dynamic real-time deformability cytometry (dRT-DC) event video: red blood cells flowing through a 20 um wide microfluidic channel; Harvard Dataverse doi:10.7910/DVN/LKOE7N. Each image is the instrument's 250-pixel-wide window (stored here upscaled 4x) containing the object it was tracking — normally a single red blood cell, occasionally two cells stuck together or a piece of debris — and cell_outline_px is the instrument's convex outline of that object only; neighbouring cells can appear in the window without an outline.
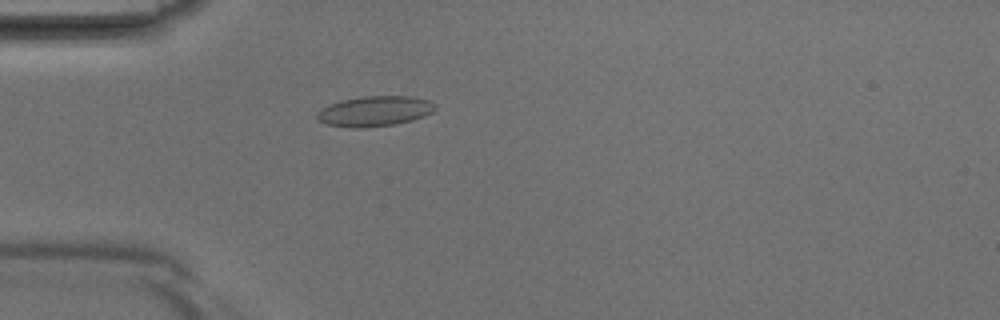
{"species": "Egyptian fruit bat (a non-hibernating species)", "species_latin": "Rousettus aegyptiacus", "temperature_condition": "room temperature", "stored_images_in_passage": 41, "camera_frame_rate_fps": 3000, "um_per_image_px": 0.085, "animal": {"sex": "male"}, "frame": {"image": 1, "passage_image": 12, "time_ms": 3.667, "image_size_px": [1000, 320], "cell_outline_px": [[436, 108], [432, 112], [424, 116], [412, 120], [392, 124], [364, 128], [352, 128], [324, 124], [316, 120], [316, 112], [320, 108], [328, 104], [340, 100], [360, 96], [408, 96], [428, 100], [436, 104]], "centroid_in_image_um": [31.77, 9.45], "position_along_channel_um": 53.2, "area_um2": 21.1}}
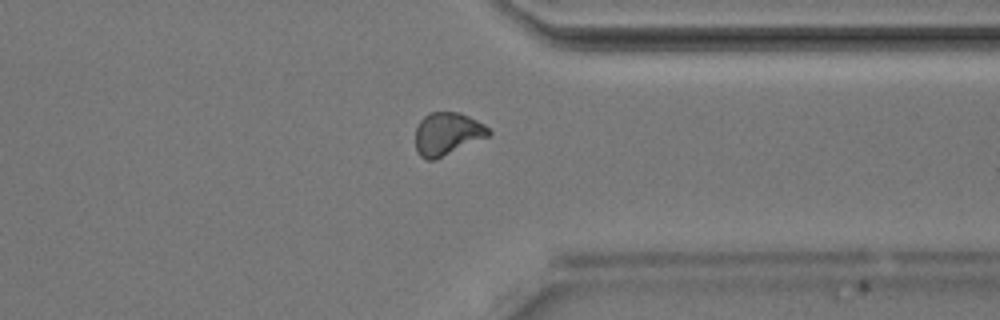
{"frame": {"image": 2, "passage_image": 32, "time_ms": 10.333, "image_size_px": [1000, 320], "cell_outline_px": [[492, 132], [488, 136], [436, 160], [424, 160], [416, 152], [416, 128], [420, 120], [428, 112], [460, 112], [484, 124]], "centroid_in_image_um": [37.99, 11.38], "position_along_channel_um": 373.4, "area_um2": 18.32}}
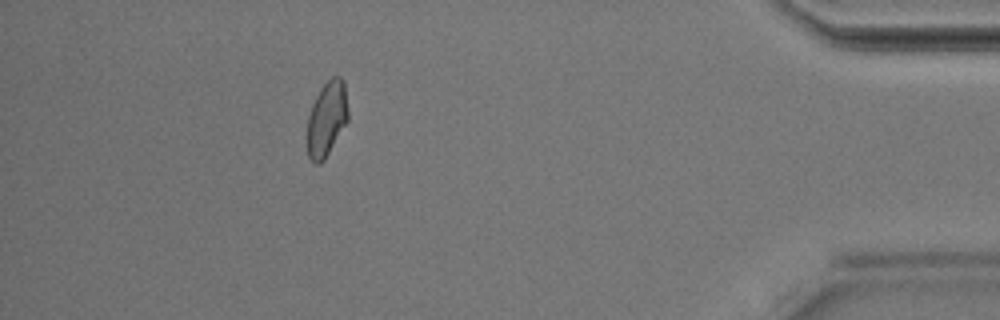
{"frame": {"image": 3, "passage_image": 37, "time_ms": 12.0, "image_size_px": [1000, 320], "cell_outline_px": [[348, 120], [324, 160], [320, 164], [316, 164], [308, 156], [304, 140], [308, 116], [312, 104], [320, 88], [332, 76], [340, 76], [344, 80], [348, 112]], "centroid_in_image_um": [27.73, 10.12], "position_along_channel_um": 407.5, "area_um2": 18.26}}